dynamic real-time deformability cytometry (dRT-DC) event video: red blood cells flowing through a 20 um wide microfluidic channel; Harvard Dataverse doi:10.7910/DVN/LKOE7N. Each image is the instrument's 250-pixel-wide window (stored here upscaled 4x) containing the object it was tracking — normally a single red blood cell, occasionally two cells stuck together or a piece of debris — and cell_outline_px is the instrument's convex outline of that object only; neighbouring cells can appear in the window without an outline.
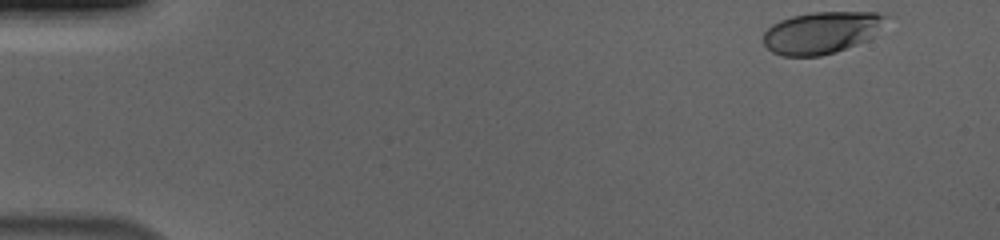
{"species": "human", "species_latin": "Homo sapiens", "temperature_condition": "cold", "stored_images_in_passage": 53, "camera_frame_rate_fps": 3000, "um_per_image_px": 0.085, "donor": {"sex": "male"}, "frame": {"image": 1, "passage_image": 1, "time_ms": 0.0, "image_size_px": [1000, 240], "cell_outline_px": [[896, 16], [872, 36], [856, 44], [836, 52], [820, 56], [784, 56], [772, 52], [764, 44], [764, 32], [772, 24], [780, 20], [792, 16], [812, 12], [876, 12]], "centroid_in_image_um": [69.9, 2.74], "position_along_channel_um": 15.1, "area_um2": 30.29}}
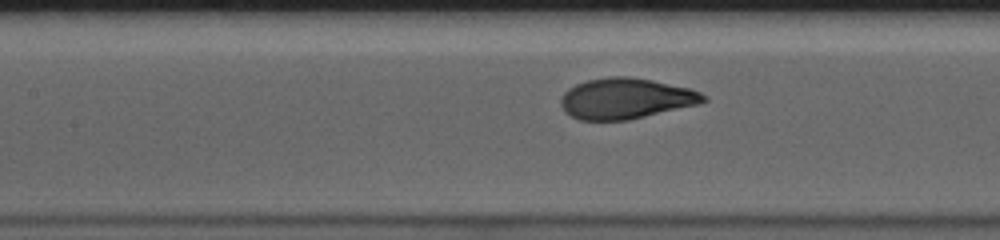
{"frame": {"image": 2, "passage_image": 23, "time_ms": 7.333, "image_size_px": [1000, 240], "cell_outline_px": [[708, 100], [700, 104], [628, 120], [580, 120], [564, 112], [560, 104], [560, 100], [564, 92], [568, 88], [576, 84], [588, 80], [608, 76], [628, 76], [652, 80], [688, 88], [700, 92], [708, 96]], "centroid_in_image_um": [53.19, 8.37], "position_along_channel_um": 154.2, "area_um2": 33.99}}
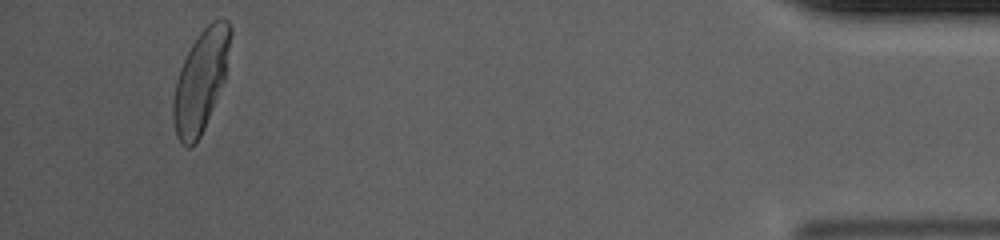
{"frame": {"image": 3, "passage_image": 50, "time_ms": 16.333, "image_size_px": [1000, 240], "cell_outline_px": [[232, 32], [224, 80], [204, 128], [196, 144], [192, 148], [184, 148], [180, 144], [176, 136], [172, 116], [172, 104], [176, 80], [180, 68], [192, 44], [200, 32], [212, 20], [220, 16], [224, 16], [228, 20], [232, 28]], "centroid_in_image_um": [17.05, 6.88], "position_along_channel_um": 418.1, "area_um2": 33.99}, "authors_computed_cell_mechanics": {"area_um2": 33.2928, "velocity_mm_per_s": 3.6847, "shape_relaxation_time_tau1_ms": 2.75, "shape_relaxation_time_tau2_ms": null, "deformation_change_tau1": 0.1836, "deformation_change_tau2": null}}